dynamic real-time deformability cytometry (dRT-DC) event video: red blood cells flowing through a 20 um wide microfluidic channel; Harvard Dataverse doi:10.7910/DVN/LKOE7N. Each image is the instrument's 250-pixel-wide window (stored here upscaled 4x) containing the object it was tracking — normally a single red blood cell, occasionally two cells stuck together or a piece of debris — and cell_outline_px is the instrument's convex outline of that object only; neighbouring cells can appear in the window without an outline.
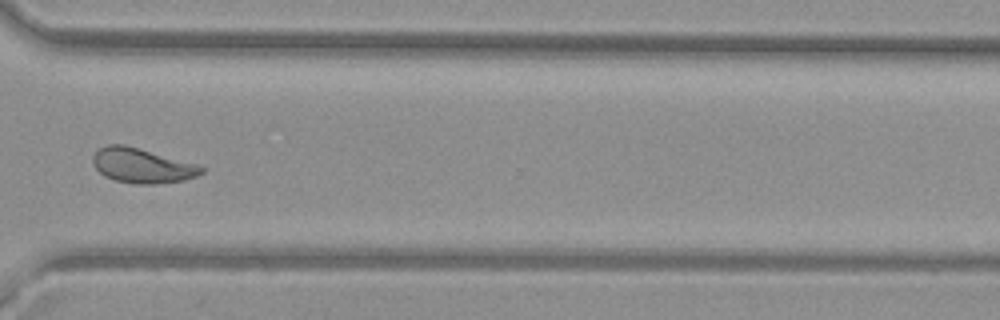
{"species": "common noctule bat (a hibernating species)", "species_latin": "Nyctalus noctula", "temperature_condition": "warm", "stored_images_in_passage": 45, "camera_frame_rate_fps": 3000, "um_per_image_px": 0.085, "animal": {"sex": "female", "body_mass_g": 29.2, "forearm_length_mm": 56.3}, "frame": {"image": 1, "passage_image": 39, "time_ms": 12.667, "image_size_px": [1000, 320], "cell_outline_px": [[204, 172], [196, 176], [184, 180], [152, 184], [132, 184], [116, 180], [104, 176], [92, 164], [92, 156], [100, 148], [108, 144], [124, 144], [200, 164], [204, 168]], "centroid_in_image_um": [12.09, 14.07], "position_along_channel_um": 358.5, "area_um2": 22.14}, "authors_computed_cell_mechanics": {"area_um2": 22.1952, "velocity_mm_per_s": 4.0468, "shape_relaxation_time_tau1_ms": 7.6818, "shape_relaxation_time_tau2_ms": 2.0093, "deformation_change_tau1": 0.2141, "deformation_change_tau2": 0.082}}